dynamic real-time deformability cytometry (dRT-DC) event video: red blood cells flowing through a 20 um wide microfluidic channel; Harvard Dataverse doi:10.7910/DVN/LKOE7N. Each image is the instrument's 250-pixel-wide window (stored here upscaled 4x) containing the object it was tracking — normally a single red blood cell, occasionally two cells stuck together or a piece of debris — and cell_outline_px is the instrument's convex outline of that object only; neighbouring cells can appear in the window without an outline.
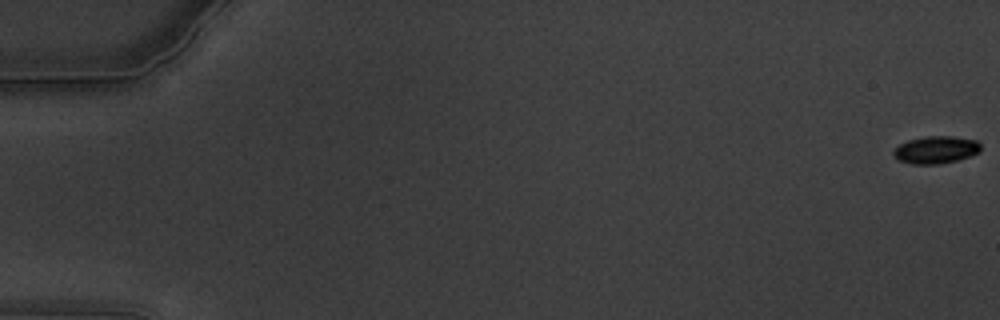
{"species": "common noctule bat (a hibernating species)", "species_latin": "Nyctalus noctula", "temperature_condition": "warm", "stored_images_in_passage": 62, "camera_frame_rate_fps": 3000, "um_per_image_px": 0.085, "animal": {"sex": "male", "body_mass_g": 19.5, "forearm_length_mm": 54.6}, "frame": {"image": 1, "passage_image": 1, "time_ms": 0.0, "image_size_px": [1000, 320], "cell_outline_px": [[980, 152], [956, 160], [940, 164], [912, 164], [900, 160], [892, 156], [892, 152], [900, 144], [908, 140], [924, 136], [952, 136], [976, 140], [980, 144]], "centroid_in_image_um": [79.53, 12.73], "position_along_channel_um": 5.5, "area_um2": 13.87}}
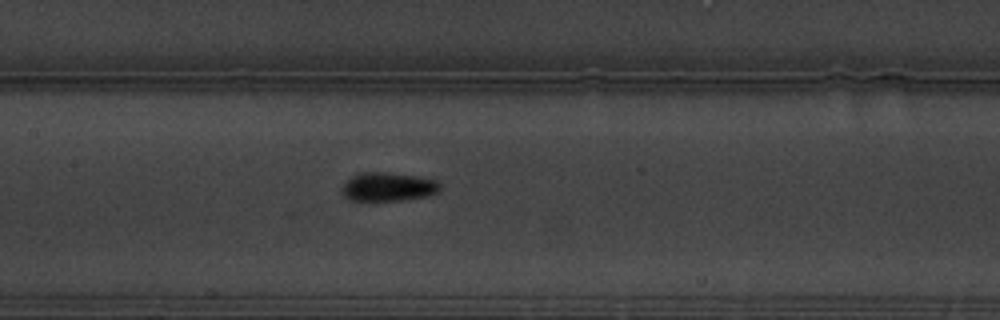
{"frame": {"image": 2, "passage_image": 31, "time_ms": 10.0, "image_size_px": [1000, 320], "cell_outline_px": [[440, 192], [428, 196], [400, 200], [348, 200], [344, 196], [344, 184], [348, 176], [364, 172], [388, 172], [420, 176], [436, 180], [440, 184]], "centroid_in_image_um": [33.02, 15.86], "position_along_channel_um": 174.4, "area_um2": 16.53}}
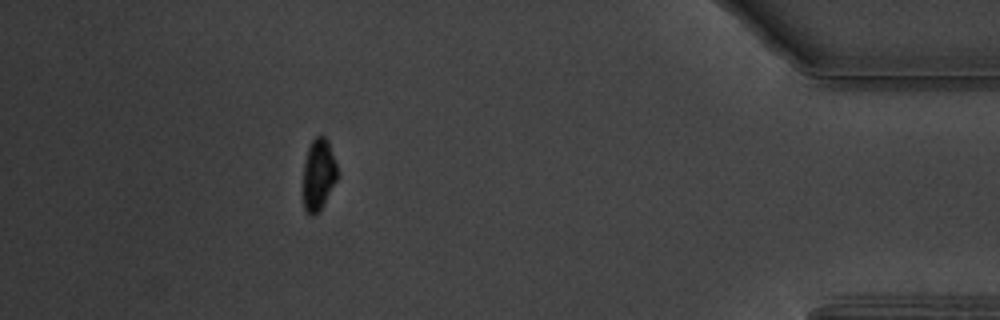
{"frame": {"image": 3, "passage_image": 56, "time_ms": 18.333, "image_size_px": [1000, 320], "cell_outline_px": [[340, 176], [320, 208], [312, 216], [308, 216], [304, 208], [304, 164], [308, 148], [312, 140], [316, 136], [324, 136], [328, 140], [340, 172]], "centroid_in_image_um": [27.11, 14.81], "position_along_channel_um": 408.1, "area_um2": 14.33}, "authors_computed_cell_mechanics": {"area_um2": 15.0858, "velocity_mm_per_s": 3.379, "shape_relaxation_time_tau1_ms": 3.9888, "shape_relaxation_time_tau2_ms": 5.1295, "deformation_change_tau1": 0.1198, "deformation_change_tau2": 0.0617}}